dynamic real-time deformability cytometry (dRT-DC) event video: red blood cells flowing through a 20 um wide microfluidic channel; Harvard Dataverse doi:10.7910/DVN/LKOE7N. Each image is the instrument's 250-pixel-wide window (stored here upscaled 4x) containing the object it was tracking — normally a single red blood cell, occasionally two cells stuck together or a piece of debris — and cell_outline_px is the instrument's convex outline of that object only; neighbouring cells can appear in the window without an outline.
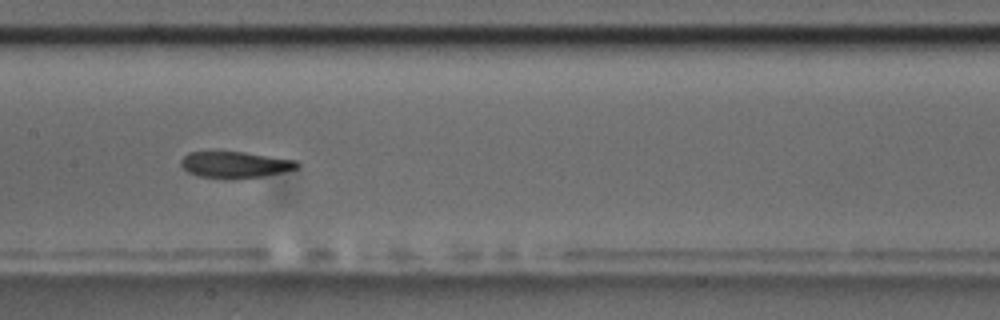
{"species": "common noctule bat (a hibernating species)", "species_latin": "Nyctalus noctula", "temperature_condition": "room temperature", "stored_images_in_passage": 9, "camera_frame_rate_fps": 3000, "um_per_image_px": 0.085, "animal": {"sex": "male", "body_mass_g": 17.5, "forearm_length_mm": 52.3}, "frame": {"image": 1, "passage_image": 8, "time_ms": 8.333, "image_size_px": [1000, 320], "cell_outline_px": [[300, 164], [296, 168], [264, 176], [196, 176], [188, 172], [180, 164], [180, 160], [188, 152], [244, 152], [296, 160]], "centroid_in_image_um": [19.96, 13.95], "position_along_channel_um": 187.4, "area_um2": 16.99}}
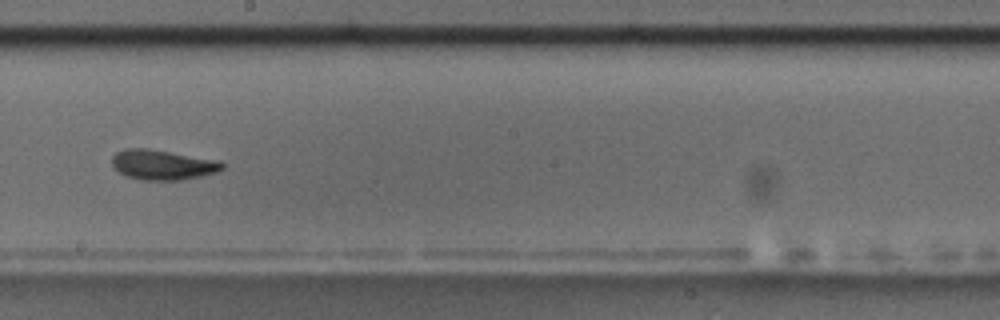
{"frame": {"image": 2, "passage_image": 9, "time_ms": 9.667, "image_size_px": [1000, 320], "cell_outline_px": [[224, 168], [216, 172], [200, 176], [180, 180], [140, 180], [128, 176], [120, 172], [112, 164], [112, 156], [116, 152], [124, 148], [148, 148], [220, 160], [224, 164]], "centroid_in_image_um": [13.83, 13.99], "position_along_channel_um": 234.4, "area_um2": 19.31}}